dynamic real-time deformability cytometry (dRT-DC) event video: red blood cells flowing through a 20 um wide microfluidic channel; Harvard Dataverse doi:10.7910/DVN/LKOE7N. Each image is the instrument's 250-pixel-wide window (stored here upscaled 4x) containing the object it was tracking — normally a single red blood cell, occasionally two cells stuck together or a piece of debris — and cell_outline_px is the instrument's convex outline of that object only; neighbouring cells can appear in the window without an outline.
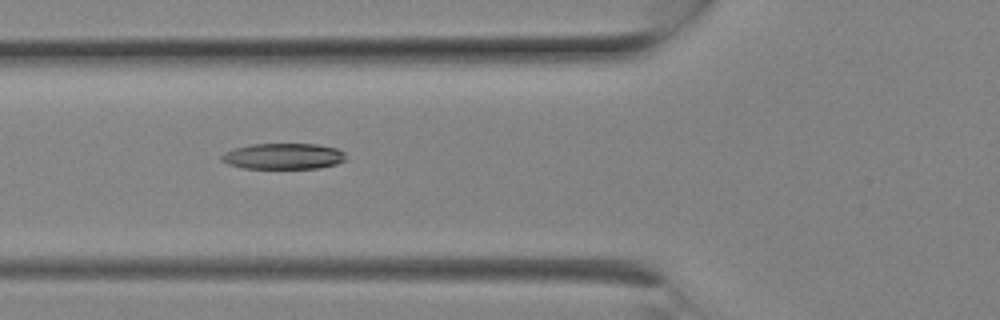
{"species": "Egyptian fruit bat (a non-hibernating species)", "species_latin": "Rousettus aegyptiacus", "temperature_condition": "room temperature", "stored_images_in_passage": 7, "camera_frame_rate_fps": 3000, "um_per_image_px": 0.085, "animal": {"sex": "female"}, "frame": {"image": 1, "passage_image": 6, "time_ms": 1.667, "image_size_px": [1000, 320], "cell_outline_px": [[344, 160], [336, 164], [320, 168], [244, 168], [228, 164], [220, 160], [220, 156], [224, 152], [236, 148], [252, 144], [316, 144], [336, 148], [344, 152]], "centroid_in_image_um": [24.06, 13.28], "position_along_channel_um": 101.7, "area_um2": 18.67}}
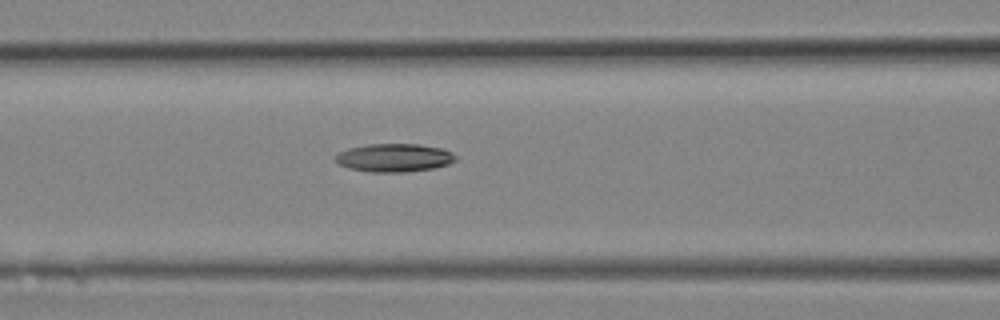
{"frame": {"image": 2, "passage_image": 7, "time_ms": 2.0, "image_size_px": [1000, 320], "cell_outline_px": [[456, 160], [448, 164], [432, 168], [404, 172], [372, 172], [348, 168], [332, 160], [340, 152], [348, 148], [368, 144], [420, 144], [444, 148], [452, 152], [456, 156]], "centroid_in_image_um": [33.51, 13.4], "position_along_channel_um": 133.1, "area_um2": 19.83}}